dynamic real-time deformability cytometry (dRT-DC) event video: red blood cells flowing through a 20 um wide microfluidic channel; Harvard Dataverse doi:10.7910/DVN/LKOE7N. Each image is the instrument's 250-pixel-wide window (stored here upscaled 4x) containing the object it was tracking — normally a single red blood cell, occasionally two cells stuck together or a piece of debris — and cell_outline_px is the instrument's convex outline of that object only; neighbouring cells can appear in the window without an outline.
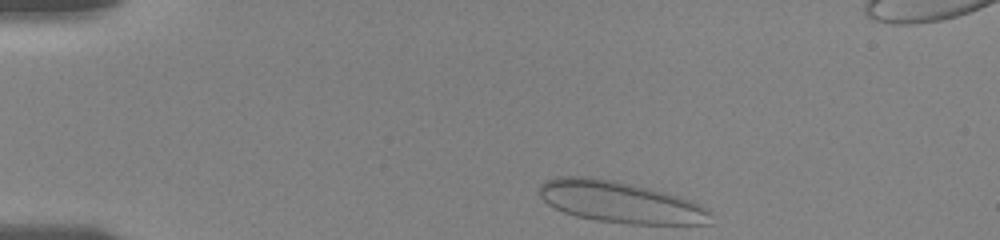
{"species": "human", "species_latin": "Homo sapiens", "temperature_condition": "room temperature", "stored_images_in_passage": 57, "camera_frame_rate_fps": 3000, "um_per_image_px": 0.085, "donor": {"sex": "female"}, "frame": {"image": 1, "passage_image": 1, "time_ms": 0.0, "image_size_px": [1000, 240], "cell_outline_px": [[712, 224], [632, 224], [596, 220], [576, 216], [564, 212], [548, 204], [540, 196], [536, 188], [544, 180], [560, 176], [588, 176], [648, 188], [676, 196], [700, 204], [708, 208], [712, 216]], "centroid_in_image_um": [52.69, 17.18], "position_along_channel_um": 32.3, "area_um2": 41.15}}
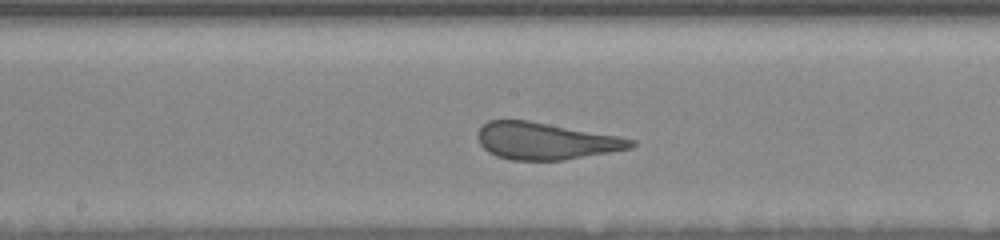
{"frame": {"image": 2, "passage_image": 29, "time_ms": 6.333, "image_size_px": [1000, 240], "cell_outline_px": [[636, 144], [632, 148], [564, 160], [512, 160], [496, 156], [488, 152], [480, 144], [476, 136], [480, 128], [488, 120], [528, 120], [616, 136], [636, 140]], "centroid_in_image_um": [46.34, 11.99], "position_along_channel_um": 201.9, "area_um2": 32.77}}
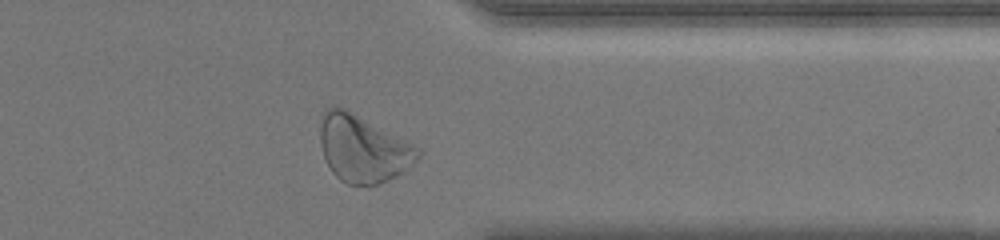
{"frame": {"image": 3, "passage_image": 51, "time_ms": 11.333, "image_size_px": [1000, 240], "cell_outline_px": [[424, 152], [408, 168], [368, 188], [348, 184], [340, 180], [332, 172], [324, 156], [320, 144], [320, 128], [324, 112], [328, 108], [336, 104], [408, 140], [420, 148]], "centroid_in_image_um": [30.86, 12.64], "position_along_channel_um": 380.5, "area_um2": 38.26}}